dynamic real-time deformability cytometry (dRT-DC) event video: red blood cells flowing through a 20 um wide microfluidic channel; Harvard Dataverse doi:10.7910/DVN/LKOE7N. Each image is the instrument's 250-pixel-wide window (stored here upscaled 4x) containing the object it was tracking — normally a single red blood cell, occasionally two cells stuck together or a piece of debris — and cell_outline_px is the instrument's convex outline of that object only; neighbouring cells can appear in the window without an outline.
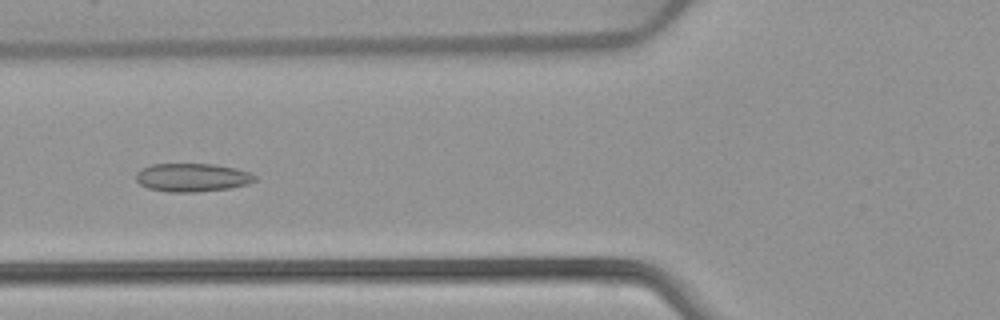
{"species": "common noctule bat (a hibernating species)", "species_latin": "Nyctalus noctula", "temperature_condition": "warm", "stored_images_in_passage": 44, "camera_frame_rate_fps": 3000, "um_per_image_px": 0.085, "animal": {"sex": "female", "body_mass_g": 22.7, "forearm_length_mm": 54.2}, "frame": {"image": 1, "passage_image": 19, "time_ms": 6.0, "image_size_px": [1000, 320], "cell_outline_px": [[256, 180], [248, 184], [228, 188], [196, 192], [168, 192], [148, 188], [140, 184], [136, 180], [136, 172], [152, 164], [212, 164], [236, 168], [248, 172], [256, 176]], "centroid_in_image_um": [16.33, 15.09], "position_along_channel_um": 109.5, "area_um2": 19.54}}
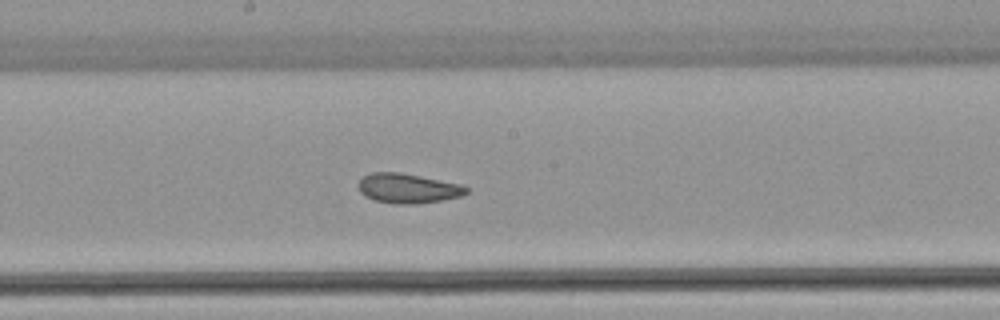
{"frame": {"image": 2, "passage_image": 27, "time_ms": 8.667, "image_size_px": [1000, 320], "cell_outline_px": [[468, 192], [460, 196], [444, 200], [416, 204], [392, 204], [376, 200], [364, 196], [360, 192], [356, 184], [364, 176], [372, 172], [400, 172], [464, 184], [468, 188]], "centroid_in_image_um": [34.68, 16.01], "position_along_channel_um": 213.5, "area_um2": 18.96}}
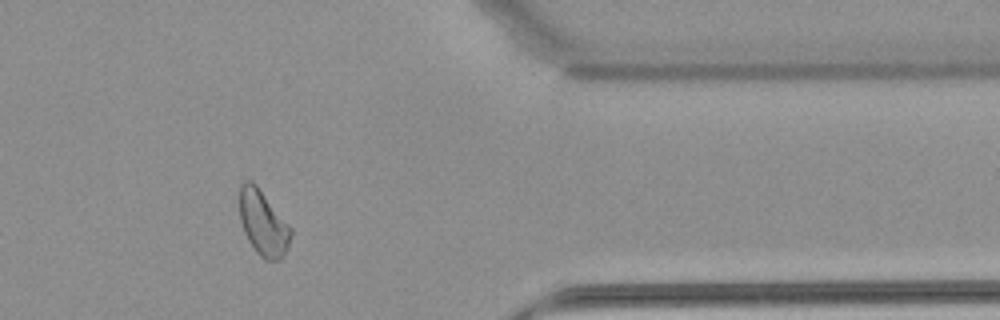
{"frame": {"image": 3, "passage_image": 42, "time_ms": 13.667, "image_size_px": [1000, 320], "cell_outline_px": [[292, 232], [288, 248], [284, 256], [280, 260], [264, 260], [256, 252], [248, 240], [244, 232], [240, 220], [240, 184], [244, 180], [252, 180], [256, 184], [292, 228]], "centroid_in_image_um": [22.37, 18.97], "position_along_channel_um": 389.0, "area_um2": 19.59}, "authors_computed_cell_mechanics": {"area_um2": 19.6231, "velocity_mm_per_s": 3.9051, "shape_relaxation_time_tau1_ms": null, "shape_relaxation_time_tau2_ms": 2.2411, "deformation_change_tau1": null, "deformation_change_tau2": 0.0819}}